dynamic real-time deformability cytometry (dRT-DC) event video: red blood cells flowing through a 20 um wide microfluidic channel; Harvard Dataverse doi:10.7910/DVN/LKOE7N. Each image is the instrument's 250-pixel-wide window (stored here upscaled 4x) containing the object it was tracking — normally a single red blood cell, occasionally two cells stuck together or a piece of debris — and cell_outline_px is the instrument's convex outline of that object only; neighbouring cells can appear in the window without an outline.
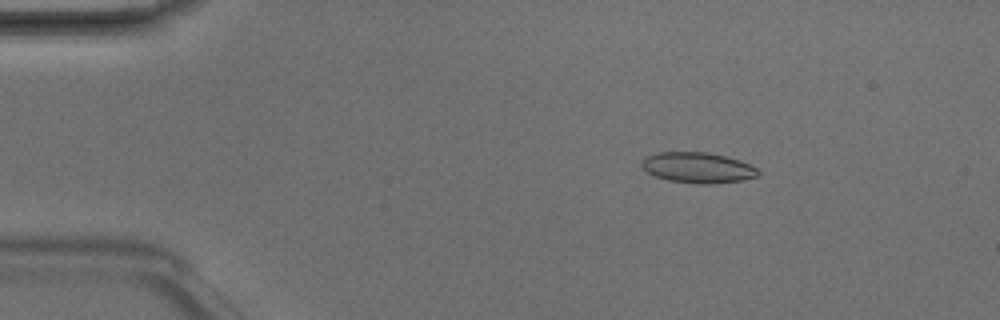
{"species": "Egyptian fruit bat (a non-hibernating species)", "species_latin": "Rousettus aegyptiacus", "temperature_condition": "room temperature", "stored_images_in_passage": 5, "camera_frame_rate_fps": 3000, "um_per_image_px": 0.085, "animal": {"sex": "male"}, "frame": {"image": 1, "passage_image": 3, "time_ms": 0.667, "image_size_px": [1000, 320], "cell_outline_px": [[760, 172], [756, 176], [740, 180], [712, 184], [696, 184], [668, 180], [656, 176], [648, 172], [640, 164], [644, 156], [656, 152], [708, 152], [740, 160], [756, 168]], "centroid_in_image_um": [59.27, 14.24], "position_along_channel_um": 25.7, "area_um2": 20.69}}